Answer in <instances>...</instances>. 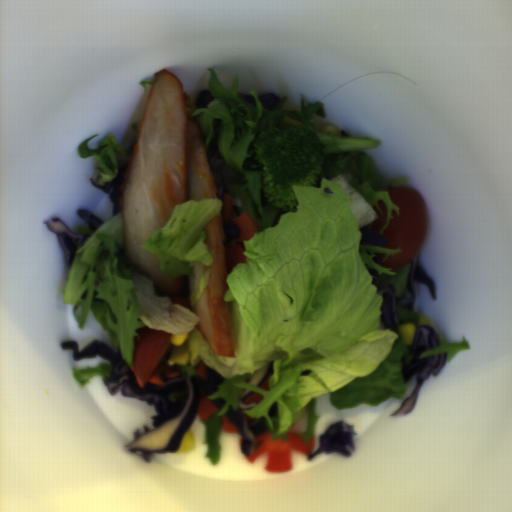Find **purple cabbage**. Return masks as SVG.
<instances>
[{"mask_svg": "<svg viewBox=\"0 0 512 512\" xmlns=\"http://www.w3.org/2000/svg\"><path fill=\"white\" fill-rule=\"evenodd\" d=\"M63 350H71L74 361L103 358L111 365V373L102 380L110 395L118 392L122 397L135 398L153 406L155 416L150 420L153 428L144 425V432L135 431L132 442L126 446L128 452H142L146 463H151L153 453H176L182 439L189 430L202 397H210L224 383V377L211 368L206 369L205 379L199 375H179L160 377L163 385L146 382L140 387L131 367L122 353L106 343L92 340L81 351L79 342L65 340L60 343Z\"/></svg>", "mask_w": 512, "mask_h": 512, "instance_id": "purple-cabbage-1", "label": "purple cabbage"}, {"mask_svg": "<svg viewBox=\"0 0 512 512\" xmlns=\"http://www.w3.org/2000/svg\"><path fill=\"white\" fill-rule=\"evenodd\" d=\"M441 339L437 331L430 325L424 324L416 328L411 345L408 350L413 354L407 363L405 356L401 358V372L404 383H408L414 376L415 386L409 397L405 398L402 405L391 416H405L414 409L417 394L430 376H438L447 362V353H441L421 358L426 351L433 350L441 345Z\"/></svg>", "mask_w": 512, "mask_h": 512, "instance_id": "purple-cabbage-2", "label": "purple cabbage"}, {"mask_svg": "<svg viewBox=\"0 0 512 512\" xmlns=\"http://www.w3.org/2000/svg\"><path fill=\"white\" fill-rule=\"evenodd\" d=\"M416 256L411 260V267L404 297L396 295L397 287L387 284L381 287L378 295L383 297V304L379 308L382 314L379 316V327L398 333V327L404 324L398 314V306L409 311H414L416 292L415 284L423 283L427 286L433 300L437 299L436 282L429 277L422 267L416 262Z\"/></svg>", "mask_w": 512, "mask_h": 512, "instance_id": "purple-cabbage-3", "label": "purple cabbage"}, {"mask_svg": "<svg viewBox=\"0 0 512 512\" xmlns=\"http://www.w3.org/2000/svg\"><path fill=\"white\" fill-rule=\"evenodd\" d=\"M358 433L354 429V425L347 424L344 420L334 422L324 433L319 436V447L307 456V460L311 462L320 453H339L344 457H350L356 450L357 446L354 437Z\"/></svg>", "mask_w": 512, "mask_h": 512, "instance_id": "purple-cabbage-4", "label": "purple cabbage"}, {"mask_svg": "<svg viewBox=\"0 0 512 512\" xmlns=\"http://www.w3.org/2000/svg\"><path fill=\"white\" fill-rule=\"evenodd\" d=\"M225 416L239 430L237 433L241 437V451L246 457H251L256 448V437L269 433L267 420L262 417L248 420L246 413L240 409H229Z\"/></svg>", "mask_w": 512, "mask_h": 512, "instance_id": "purple-cabbage-5", "label": "purple cabbage"}, {"mask_svg": "<svg viewBox=\"0 0 512 512\" xmlns=\"http://www.w3.org/2000/svg\"><path fill=\"white\" fill-rule=\"evenodd\" d=\"M44 223L56 237L64 253L65 265L68 269H71L74 263L75 252L79 247H82L89 238L88 234L75 233L57 217H51Z\"/></svg>", "mask_w": 512, "mask_h": 512, "instance_id": "purple-cabbage-6", "label": "purple cabbage"}, {"mask_svg": "<svg viewBox=\"0 0 512 512\" xmlns=\"http://www.w3.org/2000/svg\"><path fill=\"white\" fill-rule=\"evenodd\" d=\"M128 170V166H125L120 169L119 173L106 182L104 185H99L94 181L93 178H89L93 187L99 191L106 193L107 200L112 205L111 216L116 217L120 213H122L121 206V193L122 186L125 180V176Z\"/></svg>", "mask_w": 512, "mask_h": 512, "instance_id": "purple-cabbage-7", "label": "purple cabbage"}, {"mask_svg": "<svg viewBox=\"0 0 512 512\" xmlns=\"http://www.w3.org/2000/svg\"><path fill=\"white\" fill-rule=\"evenodd\" d=\"M359 231H361V245L382 247L387 245L385 236L375 230L368 228V226L360 227Z\"/></svg>", "mask_w": 512, "mask_h": 512, "instance_id": "purple-cabbage-8", "label": "purple cabbage"}, {"mask_svg": "<svg viewBox=\"0 0 512 512\" xmlns=\"http://www.w3.org/2000/svg\"><path fill=\"white\" fill-rule=\"evenodd\" d=\"M77 215L78 218L87 223L93 232L98 231L103 225V222L97 216L85 209H79Z\"/></svg>", "mask_w": 512, "mask_h": 512, "instance_id": "purple-cabbage-9", "label": "purple cabbage"}, {"mask_svg": "<svg viewBox=\"0 0 512 512\" xmlns=\"http://www.w3.org/2000/svg\"><path fill=\"white\" fill-rule=\"evenodd\" d=\"M222 231L224 244L234 239H238L240 235V228L238 224H235L233 222L222 224Z\"/></svg>", "mask_w": 512, "mask_h": 512, "instance_id": "purple-cabbage-10", "label": "purple cabbage"}, {"mask_svg": "<svg viewBox=\"0 0 512 512\" xmlns=\"http://www.w3.org/2000/svg\"><path fill=\"white\" fill-rule=\"evenodd\" d=\"M259 101L262 103L266 111L274 112L276 106L281 101L279 97L272 93L259 95Z\"/></svg>", "mask_w": 512, "mask_h": 512, "instance_id": "purple-cabbage-11", "label": "purple cabbage"}, {"mask_svg": "<svg viewBox=\"0 0 512 512\" xmlns=\"http://www.w3.org/2000/svg\"><path fill=\"white\" fill-rule=\"evenodd\" d=\"M213 95L209 89H205L199 93L195 100V105L197 108H206L207 105L213 101Z\"/></svg>", "mask_w": 512, "mask_h": 512, "instance_id": "purple-cabbage-12", "label": "purple cabbage"}, {"mask_svg": "<svg viewBox=\"0 0 512 512\" xmlns=\"http://www.w3.org/2000/svg\"><path fill=\"white\" fill-rule=\"evenodd\" d=\"M224 190H225V185L223 183V181H220L216 186H215V191H216V199L218 201H223L224 199Z\"/></svg>", "mask_w": 512, "mask_h": 512, "instance_id": "purple-cabbage-13", "label": "purple cabbage"}]
</instances>
